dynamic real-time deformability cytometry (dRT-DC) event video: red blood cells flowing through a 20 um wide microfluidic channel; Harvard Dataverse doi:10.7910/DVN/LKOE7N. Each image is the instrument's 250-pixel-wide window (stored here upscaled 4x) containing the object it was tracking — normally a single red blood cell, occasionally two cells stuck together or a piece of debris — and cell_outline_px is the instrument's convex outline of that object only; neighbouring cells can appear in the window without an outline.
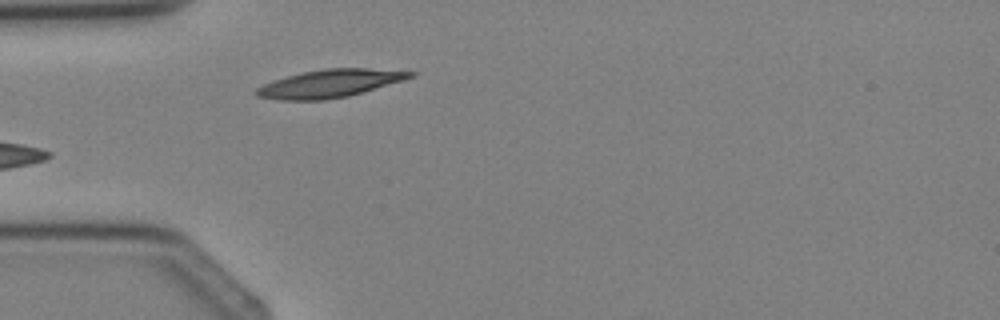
{"species": "Egyptian fruit bat (a non-hibernating species)", "species_latin": "Rousettus aegyptiacus", "temperature_condition": "cold", "stored_images_in_passage": 3, "camera_frame_rate_fps": 3000, "um_per_image_px": 0.085, "animal": {"sex": "female"}, "frame": {"image": 1, "passage_image": 3, "time_ms": 2.333, "image_size_px": [1000, 320], "cell_outline_px": [[416, 76], [404, 80], [348, 96], [324, 100], [276, 100], [256, 96], [252, 92], [256, 88], [264, 84], [288, 76], [304, 72], [324, 68], [368, 68], [416, 72]], "centroid_in_image_um": [28.02, 7.1], "position_along_channel_um": 57.0, "area_um2": 24.91}}